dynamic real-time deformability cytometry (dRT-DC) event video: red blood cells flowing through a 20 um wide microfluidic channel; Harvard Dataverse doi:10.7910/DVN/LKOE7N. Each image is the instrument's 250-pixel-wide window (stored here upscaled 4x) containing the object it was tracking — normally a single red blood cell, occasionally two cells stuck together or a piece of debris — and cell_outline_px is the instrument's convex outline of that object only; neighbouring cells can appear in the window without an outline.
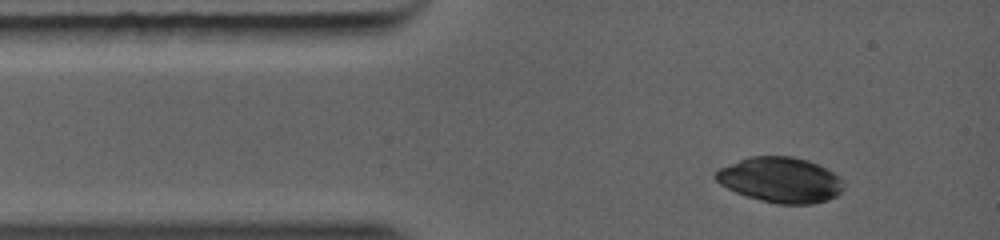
{"species": "common noctule bat (a hibernating species)", "species_latin": "Nyctalus noctula", "temperature_condition": "warm", "stored_images_in_passage": 3, "camera_frame_rate_fps": 5000, "um_per_image_px": 0.085, "animal": {"sex": "female", "body_mass_g": 19.0, "forearm_length_mm": 56.7}, "frame": {"image": 1, "passage_image": 2, "time_ms": 0.8, "image_size_px": [1000, 240], "cell_outline_px": [[844, 188], [836, 196], [828, 200], [812, 204], [776, 204], [760, 200], [736, 192], [720, 184], [712, 176], [720, 168], [748, 156], [792, 156], [808, 160], [828, 168], [840, 176], [844, 180]], "centroid_in_image_um": [66.38, 15.29], "position_along_channel_um": 18.6, "area_um2": 34.1}}